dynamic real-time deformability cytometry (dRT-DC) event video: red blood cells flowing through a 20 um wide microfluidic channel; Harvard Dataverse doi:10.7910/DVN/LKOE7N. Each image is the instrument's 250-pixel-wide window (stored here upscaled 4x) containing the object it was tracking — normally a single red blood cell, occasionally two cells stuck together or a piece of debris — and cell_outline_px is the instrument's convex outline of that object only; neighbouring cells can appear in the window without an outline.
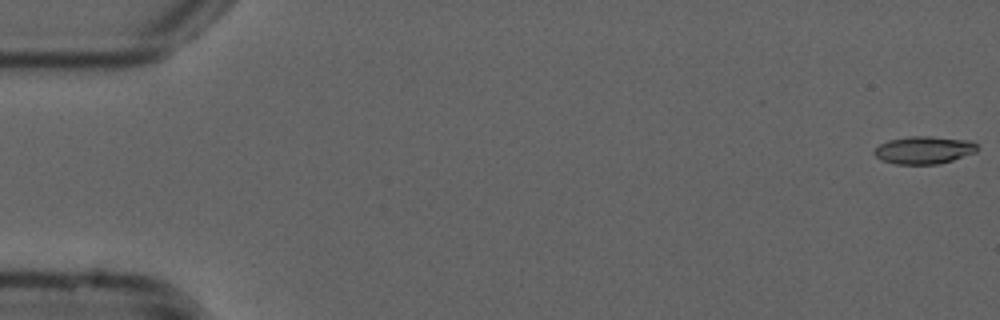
{"species": "common noctule bat (a hibernating species)", "species_latin": "Nyctalus noctula", "temperature_condition": "cold", "stored_images_in_passage": 54, "camera_frame_rate_fps": 3000, "um_per_image_px": 0.085, "animal": {"sex": "male", "forearm_length_mm": 52.5}, "frame": {"image": 1, "passage_image": 1, "time_ms": 0.0, "image_size_px": [1000, 320], "cell_outline_px": [[980, 148], [976, 152], [952, 160], [936, 164], [896, 164], [880, 160], [872, 152], [880, 144], [888, 140], [908, 136], [928, 136], [972, 140]], "centroid_in_image_um": [78.54, 12.74], "position_along_channel_um": 6.5, "area_um2": 16.7}}
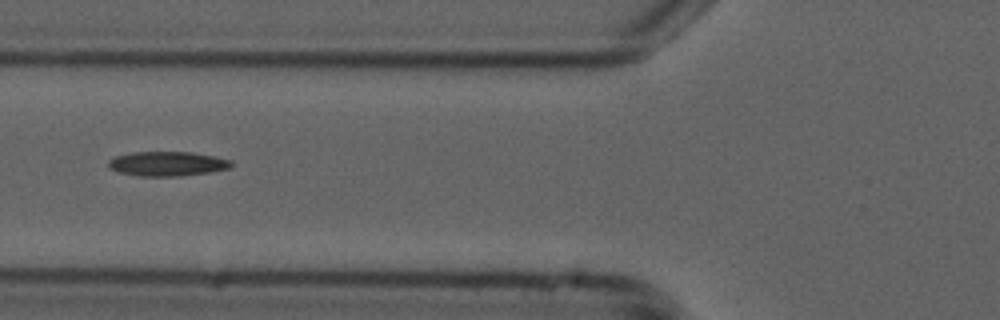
{"frame": {"image": 2, "passage_image": 21, "time_ms": 6.667, "image_size_px": [1000, 320], "cell_outline_px": [[232, 164], [228, 168], [208, 172], [180, 176], [140, 176], [116, 172], [108, 168], [108, 160], [116, 156], [132, 152], [192, 152], [232, 160]], "centroid_in_image_um": [14.16, 13.92], "position_along_channel_um": 111.6, "area_um2": 17.51}}
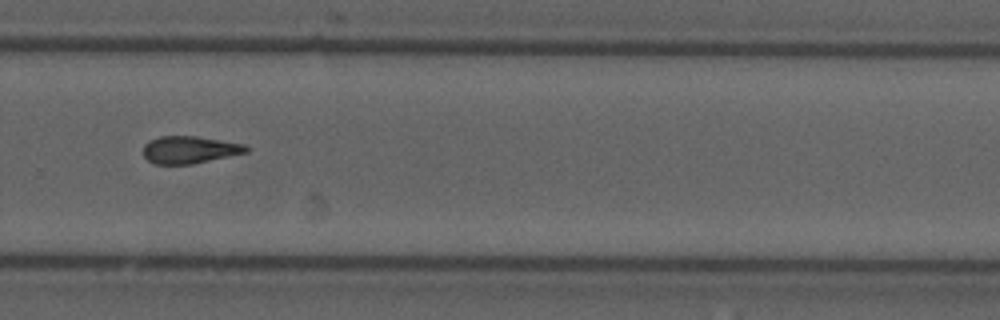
{"frame": {"image": 3, "passage_image": 37, "time_ms": 12.0, "image_size_px": [1000, 320], "cell_outline_px": [[248, 152], [192, 164], [156, 164], [148, 160], [144, 156], [144, 144], [148, 140], [160, 136], [196, 136], [244, 144], [248, 148]], "centroid_in_image_um": [16.09, 12.72], "position_along_channel_um": 313.7, "area_um2": 16.3}, "authors_computed_cell_mechanics": {"area_um2": 16.6753, "velocity_mm_per_s": 3.7947, "shape_relaxation_time_tau1_ms": 8.602, "shape_relaxation_time_tau2_ms": 9.5198, "deformation_change_tau1": 0.2432, "deformation_change_tau2": 0.2277}}